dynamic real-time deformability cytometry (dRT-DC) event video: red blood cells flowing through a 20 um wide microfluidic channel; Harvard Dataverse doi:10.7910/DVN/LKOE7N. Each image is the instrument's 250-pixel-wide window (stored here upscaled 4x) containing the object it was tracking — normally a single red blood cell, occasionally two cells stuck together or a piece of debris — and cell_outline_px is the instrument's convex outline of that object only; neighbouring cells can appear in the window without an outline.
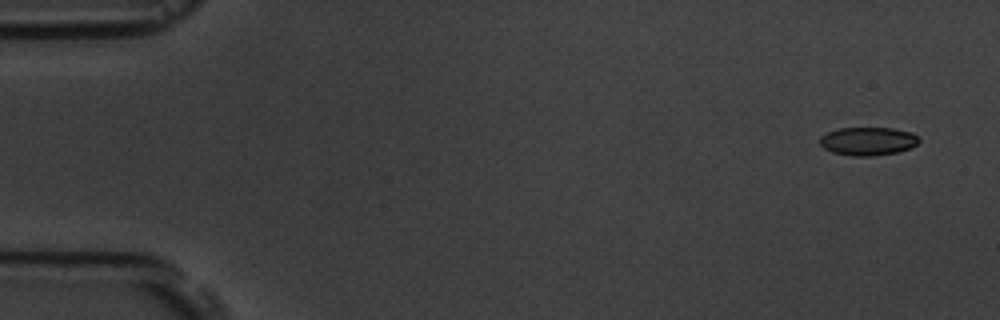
{"species": "common noctule bat (a hibernating species)", "species_latin": "Nyctalus noctula", "temperature_condition": "room temperature", "stored_images_in_passage": 4, "camera_frame_rate_fps": 3000, "um_per_image_px": 0.085, "animal": {"sex": "male", "body_mass_g": 19.5, "forearm_length_mm": 54.6}, "frame": {"image": 1, "passage_image": 1, "time_ms": 0.0, "image_size_px": [1000, 320], "cell_outline_px": [[920, 140], [912, 148], [896, 152], [872, 156], [852, 156], [832, 152], [824, 148], [820, 144], [820, 136], [836, 128], [892, 128], [912, 132]], "centroid_in_image_um": [73.76, 12.0], "position_along_channel_um": 11.2, "area_um2": 16.36}}